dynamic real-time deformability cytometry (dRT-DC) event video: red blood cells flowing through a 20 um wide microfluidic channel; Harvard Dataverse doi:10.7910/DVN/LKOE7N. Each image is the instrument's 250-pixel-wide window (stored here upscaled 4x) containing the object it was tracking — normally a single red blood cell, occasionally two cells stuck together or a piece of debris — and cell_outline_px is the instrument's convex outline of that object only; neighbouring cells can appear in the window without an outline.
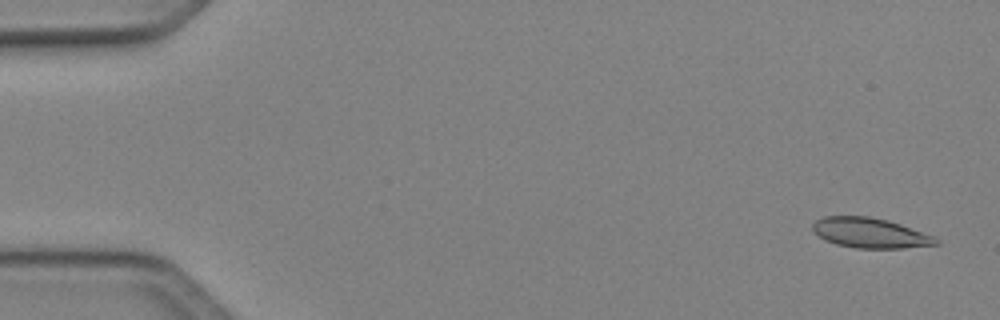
{"species": "Egyptian fruit bat (a non-hibernating species)", "species_latin": "Rousettus aegyptiacus", "temperature_condition": "cold", "stored_images_in_passage": 49, "camera_frame_rate_fps": 3000, "um_per_image_px": 0.085, "animal": {"sex": "female"}, "frame": {"image": 1, "passage_image": 2, "time_ms": 0.333, "image_size_px": [1000, 320], "cell_outline_px": [[940, 244], [904, 248], [856, 248], [836, 244], [824, 240], [812, 228], [812, 224], [816, 220], [824, 216], [868, 216], [888, 220], [900, 224], [932, 236], [940, 240]], "centroid_in_image_um": [73.95, 19.8], "position_along_channel_um": 11.1, "area_um2": 21.44}}
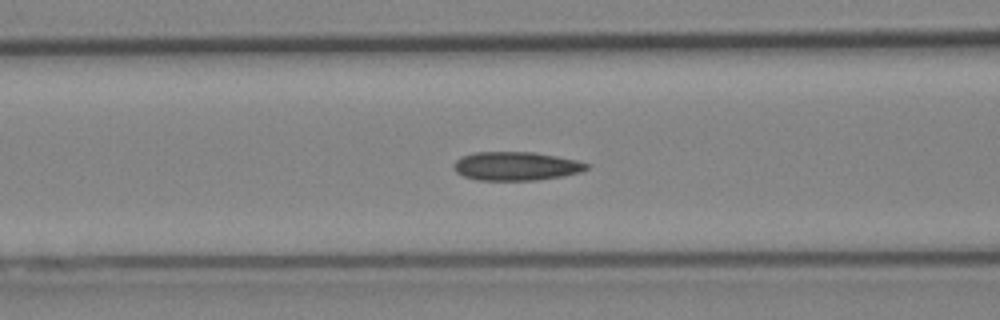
{"frame": {"image": 2, "passage_image": 20, "time_ms": 6.333, "image_size_px": [1000, 320], "cell_outline_px": [[592, 164], [588, 168], [580, 172], [560, 176], [536, 180], [480, 180], [464, 176], [456, 172], [456, 160], [472, 152], [532, 152], [556, 156], [576, 160]], "centroid_in_image_um": [43.9, 14.11], "position_along_channel_um": 122.7, "area_um2": 21.91}}
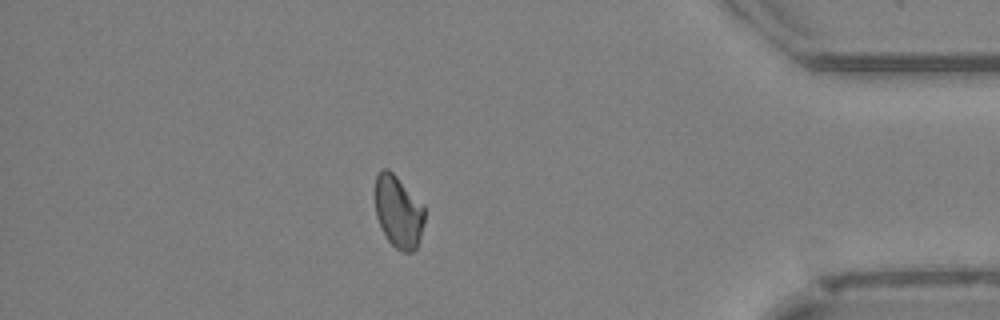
{"frame": {"image": 3, "passage_image": 43, "time_ms": 14.0, "image_size_px": [1000, 320], "cell_outline_px": [[424, 220], [420, 240], [416, 248], [412, 252], [404, 252], [396, 248], [388, 240], [376, 216], [376, 176], [380, 168], [388, 168], [424, 204]], "centroid_in_image_um": [33.88, 17.98], "position_along_channel_um": 401.3, "area_um2": 20.75}}